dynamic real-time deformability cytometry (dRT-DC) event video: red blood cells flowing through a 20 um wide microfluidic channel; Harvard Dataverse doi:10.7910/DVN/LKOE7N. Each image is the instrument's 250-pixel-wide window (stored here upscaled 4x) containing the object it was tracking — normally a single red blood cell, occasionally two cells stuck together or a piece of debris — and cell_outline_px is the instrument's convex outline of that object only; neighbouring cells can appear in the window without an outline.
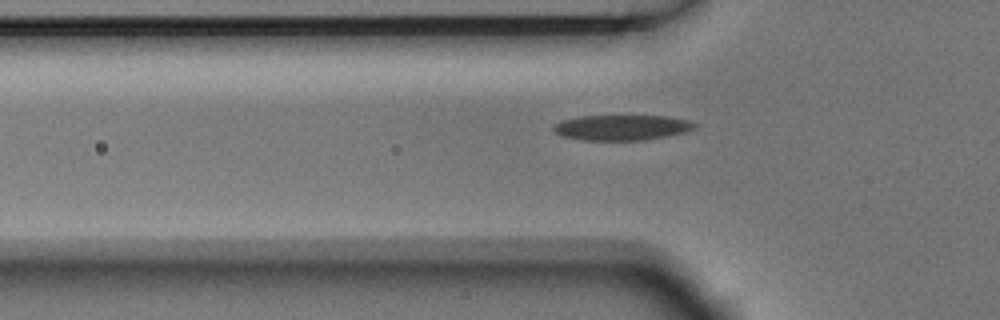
{"species": "Egyptian fruit bat (a non-hibernating species)", "species_latin": "Rousettus aegyptiacus", "temperature_condition": "room temperature", "stored_images_in_passage": 3, "camera_frame_rate_fps": 3000, "um_per_image_px": 0.085, "animal": {"sex": "male"}, "frame": {"image": 1, "passage_image": 3, "time_ms": 0.667, "image_size_px": [1000, 320], "cell_outline_px": [[696, 128], [684, 132], [668, 136], [644, 140], [580, 140], [560, 136], [552, 128], [556, 124], [564, 120], [580, 116], [664, 116], [688, 120], [696, 124]], "centroid_in_image_um": [52.85, 10.85], "position_along_channel_um": 72.9, "area_um2": 20.75}}